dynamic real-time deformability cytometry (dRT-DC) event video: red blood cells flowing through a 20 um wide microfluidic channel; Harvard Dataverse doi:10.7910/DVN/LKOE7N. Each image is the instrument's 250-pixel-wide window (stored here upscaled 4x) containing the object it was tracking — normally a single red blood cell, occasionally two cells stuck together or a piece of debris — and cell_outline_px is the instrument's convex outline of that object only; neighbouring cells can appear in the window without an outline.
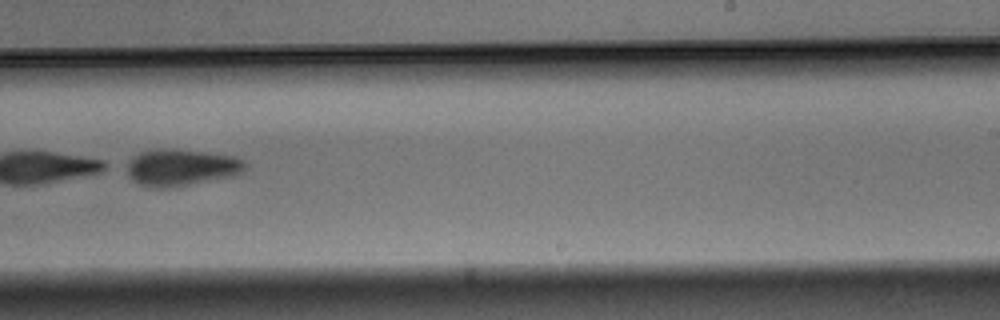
{"species": "Egyptian fruit bat (a non-hibernating species)", "species_latin": "Rousettus aegyptiacus", "temperature_condition": "warm", "stored_images_in_passage": 43, "camera_frame_rate_fps": 3000, "um_per_image_px": 0.085, "animal": {"sex": "male"}, "frame": {"image": 1, "passage_image": 24, "time_ms": 7.667, "image_size_px": [1000, 320], "cell_outline_px": [[248, 168], [244, 172], [232, 176], [168, 188], [156, 188], [140, 184], [132, 180], [128, 176], [124, 164], [132, 156], [140, 152], [200, 152], [236, 156], [244, 160], [248, 164]], "centroid_in_image_um": [15.42, 14.28], "position_along_channel_um": 273.6, "area_um2": 24.62}}